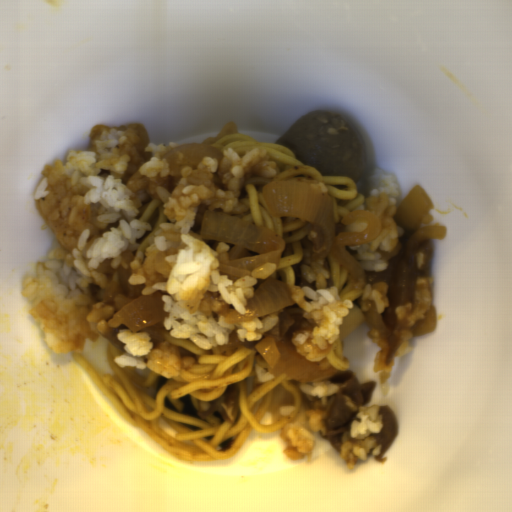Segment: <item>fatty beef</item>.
<instances>
[{
	"label": "fatty beef",
	"mask_w": 512,
	"mask_h": 512,
	"mask_svg": "<svg viewBox=\"0 0 512 512\" xmlns=\"http://www.w3.org/2000/svg\"><path fill=\"white\" fill-rule=\"evenodd\" d=\"M379 415H382L384 426L379 433L369 434L371 438H374L376 443L382 445V449L378 456L374 455V460L380 463H385L387 458L383 457L384 453L390 446V444L396 439L398 433V421L395 413L389 406H379Z\"/></svg>",
	"instance_id": "fatty-beef-6"
},
{
	"label": "fatty beef",
	"mask_w": 512,
	"mask_h": 512,
	"mask_svg": "<svg viewBox=\"0 0 512 512\" xmlns=\"http://www.w3.org/2000/svg\"><path fill=\"white\" fill-rule=\"evenodd\" d=\"M281 404L282 405H293V406L295 405L294 396L291 394V392L286 390Z\"/></svg>",
	"instance_id": "fatty-beef-11"
},
{
	"label": "fatty beef",
	"mask_w": 512,
	"mask_h": 512,
	"mask_svg": "<svg viewBox=\"0 0 512 512\" xmlns=\"http://www.w3.org/2000/svg\"><path fill=\"white\" fill-rule=\"evenodd\" d=\"M119 330H130V329L123 323L116 329H111L108 333H106L103 336L106 337L108 340L112 341L113 343H115L116 345H118L119 347L123 348L125 345L124 342H122L116 338V334L119 332Z\"/></svg>",
	"instance_id": "fatty-beef-10"
},
{
	"label": "fatty beef",
	"mask_w": 512,
	"mask_h": 512,
	"mask_svg": "<svg viewBox=\"0 0 512 512\" xmlns=\"http://www.w3.org/2000/svg\"><path fill=\"white\" fill-rule=\"evenodd\" d=\"M197 415L205 418L213 412H218L223 420L236 422L239 413V387L237 383L226 387L223 394L211 402L197 400Z\"/></svg>",
	"instance_id": "fatty-beef-5"
},
{
	"label": "fatty beef",
	"mask_w": 512,
	"mask_h": 512,
	"mask_svg": "<svg viewBox=\"0 0 512 512\" xmlns=\"http://www.w3.org/2000/svg\"><path fill=\"white\" fill-rule=\"evenodd\" d=\"M324 237L323 231L312 223L308 233V239L310 241L308 249H311L312 252L316 251L322 244Z\"/></svg>",
	"instance_id": "fatty-beef-9"
},
{
	"label": "fatty beef",
	"mask_w": 512,
	"mask_h": 512,
	"mask_svg": "<svg viewBox=\"0 0 512 512\" xmlns=\"http://www.w3.org/2000/svg\"><path fill=\"white\" fill-rule=\"evenodd\" d=\"M139 332H147L150 336L151 342L153 343L152 347H160L161 343L166 340L168 333L165 326V318L152 326L139 330Z\"/></svg>",
	"instance_id": "fatty-beef-7"
},
{
	"label": "fatty beef",
	"mask_w": 512,
	"mask_h": 512,
	"mask_svg": "<svg viewBox=\"0 0 512 512\" xmlns=\"http://www.w3.org/2000/svg\"><path fill=\"white\" fill-rule=\"evenodd\" d=\"M279 321L276 325L265 333V338H276L291 343L300 332L312 331L314 321L304 316L303 310L297 304L281 308L278 315Z\"/></svg>",
	"instance_id": "fatty-beef-4"
},
{
	"label": "fatty beef",
	"mask_w": 512,
	"mask_h": 512,
	"mask_svg": "<svg viewBox=\"0 0 512 512\" xmlns=\"http://www.w3.org/2000/svg\"><path fill=\"white\" fill-rule=\"evenodd\" d=\"M113 258H109L100 263L95 272L105 274L108 282L103 290L101 298L105 304L112 305L114 310L122 308L133 303L140 297H144L143 290L145 284H129V278L132 276L131 262L135 260L134 255L128 249L121 257L119 268L112 267Z\"/></svg>",
	"instance_id": "fatty-beef-3"
},
{
	"label": "fatty beef",
	"mask_w": 512,
	"mask_h": 512,
	"mask_svg": "<svg viewBox=\"0 0 512 512\" xmlns=\"http://www.w3.org/2000/svg\"><path fill=\"white\" fill-rule=\"evenodd\" d=\"M338 387V391L327 396L325 406L322 405L320 398L314 397L308 400L302 392V402L307 409H321L326 412V419L323 423L326 426V432L320 431V437L329 441L338 453L342 451V438L346 432L351 431V422L356 417L354 412L347 404L346 398L350 397L355 406H364L371 401L372 393L376 387V382L370 381L360 384L353 371H336V374L327 379Z\"/></svg>",
	"instance_id": "fatty-beef-2"
},
{
	"label": "fatty beef",
	"mask_w": 512,
	"mask_h": 512,
	"mask_svg": "<svg viewBox=\"0 0 512 512\" xmlns=\"http://www.w3.org/2000/svg\"><path fill=\"white\" fill-rule=\"evenodd\" d=\"M260 342L257 340L255 342H243L239 341L236 335V329L232 330L228 334V342L226 344H221L222 351L234 350L236 347H247V348H256L255 346Z\"/></svg>",
	"instance_id": "fatty-beef-8"
},
{
	"label": "fatty beef",
	"mask_w": 512,
	"mask_h": 512,
	"mask_svg": "<svg viewBox=\"0 0 512 512\" xmlns=\"http://www.w3.org/2000/svg\"><path fill=\"white\" fill-rule=\"evenodd\" d=\"M414 231H404L393 250L378 248L381 260L388 263L383 271L363 270L366 284L385 282L389 305L378 312L373 299H363L359 308L365 315L367 331L371 340L379 347L375 354L374 373H392L395 359L406 354L408 342L413 338L412 328L432 305L434 287L429 277L430 263L434 251L431 239L420 242L413 249L407 242Z\"/></svg>",
	"instance_id": "fatty-beef-1"
}]
</instances>
